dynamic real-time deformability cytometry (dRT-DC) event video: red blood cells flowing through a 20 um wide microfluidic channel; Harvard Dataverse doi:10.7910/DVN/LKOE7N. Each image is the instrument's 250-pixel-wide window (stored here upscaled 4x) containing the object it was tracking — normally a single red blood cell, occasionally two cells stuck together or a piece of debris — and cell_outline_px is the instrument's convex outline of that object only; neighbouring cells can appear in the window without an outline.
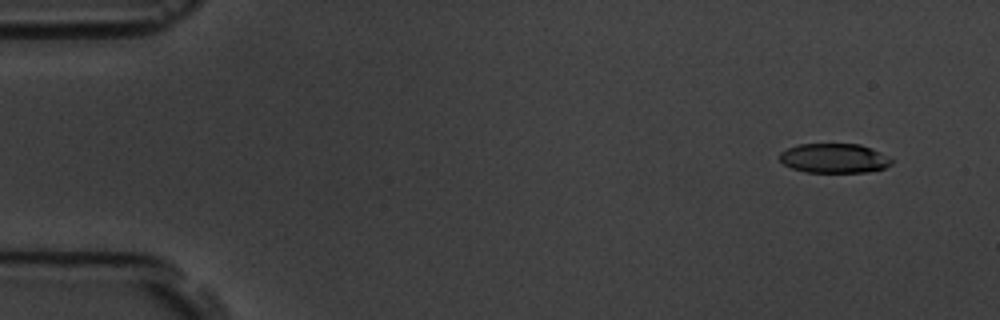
{"species": "common noctule bat (a hibernating species)", "species_latin": "Nyctalus noctula", "temperature_condition": "room temperature", "stored_images_in_passage": 6, "camera_frame_rate_fps": 3000, "um_per_image_px": 0.085, "animal": {"sex": "male", "body_mass_g": 19.5, "forearm_length_mm": 54.6}, "frame": {"image": 1, "passage_image": 2, "time_ms": 1.333, "image_size_px": [1000, 320], "cell_outline_px": [[892, 164], [884, 168], [868, 172], [804, 172], [792, 168], [784, 164], [780, 160], [780, 152], [796, 144], [860, 144], [888, 156], [892, 160]], "centroid_in_image_um": [70.89, 13.45], "position_along_channel_um": 14.1, "area_um2": 19.19}}
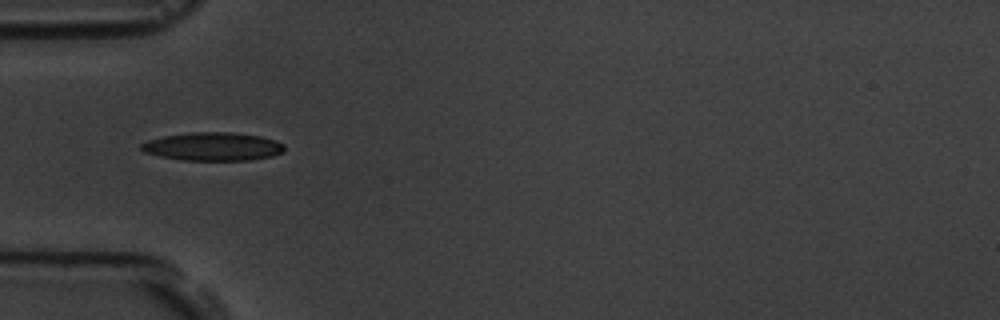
{"frame": {"image": 2, "passage_image": 6, "time_ms": 6.0, "image_size_px": [1000, 320], "cell_outline_px": [[284, 152], [272, 156], [248, 160], [180, 160], [160, 156], [144, 152], [140, 148], [140, 144], [148, 140], [164, 136], [192, 132], [232, 132], [260, 136], [284, 144]], "centroid_in_image_um": [18.08, 12.46], "position_along_channel_um": 66.9, "area_um2": 23.52}}